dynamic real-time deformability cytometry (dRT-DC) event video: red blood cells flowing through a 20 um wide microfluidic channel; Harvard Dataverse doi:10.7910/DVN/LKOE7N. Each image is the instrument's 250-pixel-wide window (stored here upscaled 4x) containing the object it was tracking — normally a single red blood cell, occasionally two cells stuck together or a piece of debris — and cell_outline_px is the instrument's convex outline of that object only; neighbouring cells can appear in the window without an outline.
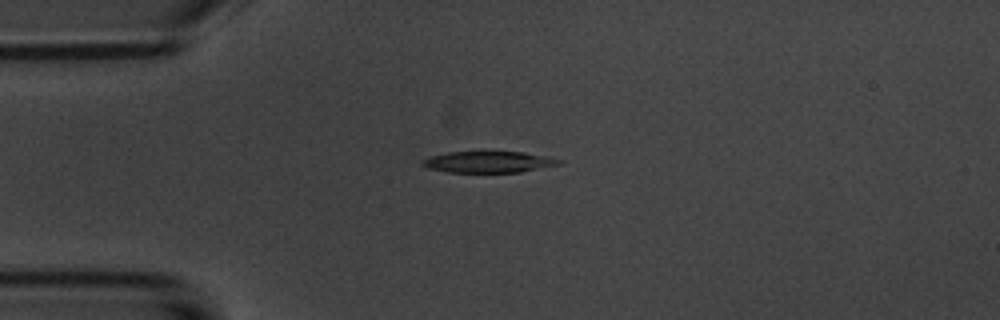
{"species": "common noctule bat (a hibernating species)", "species_latin": "Nyctalus noctula", "temperature_condition": "room temperature", "stored_images_in_passage": 6, "camera_frame_rate_fps": 3000, "um_per_image_px": 0.085, "animal": {"sex": "male", "body_mass_g": 20.1, "forearm_length_mm": 53.5}, "frame": {"image": 1, "passage_image": 1, "time_ms": 0.0, "image_size_px": [1000, 320], "cell_outline_px": [[564, 164], [520, 172], [448, 172], [428, 168], [420, 164], [420, 160], [432, 156], [448, 152], [524, 152], [564, 160]], "centroid_in_image_um": [41.55, 13.77], "position_along_channel_um": 43.4, "area_um2": 16.99}}
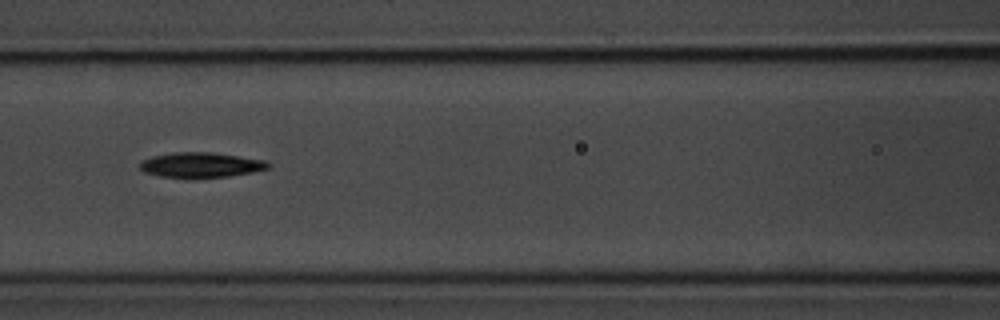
{"frame": {"image": 2, "passage_image": 4, "time_ms": 3.333, "image_size_px": [1000, 320], "cell_outline_px": [[272, 168], [252, 172], [228, 176], [160, 176], [144, 172], [140, 168], [140, 164], [144, 160], [152, 156], [172, 152], [212, 152], [264, 160], [272, 164]], "centroid_in_image_um": [17.12, 13.99], "position_along_channel_um": 149.5, "area_um2": 18.26}}
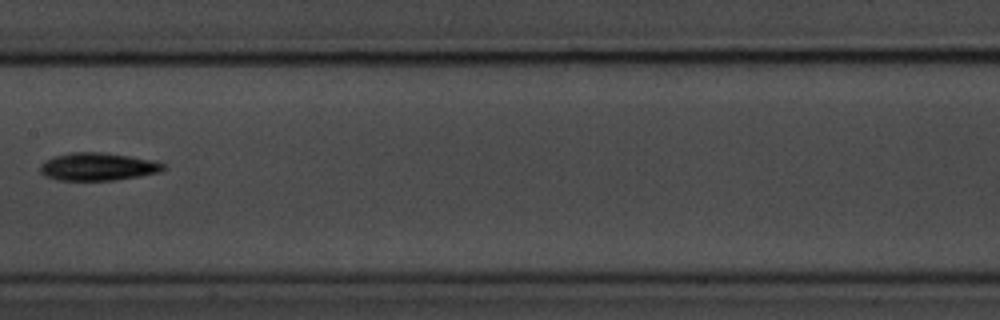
{"frame": {"image": 3, "passage_image": 5, "time_ms": 4.667, "image_size_px": [1000, 320], "cell_outline_px": [[168, 168], [160, 172], [140, 176], [116, 180], [56, 180], [44, 176], [40, 172], [40, 164], [44, 160], [52, 156], [72, 152], [104, 152], [152, 160], [164, 164]], "centroid_in_image_um": [8.29, 14.17], "position_along_channel_um": 199.1, "area_um2": 20.17}}